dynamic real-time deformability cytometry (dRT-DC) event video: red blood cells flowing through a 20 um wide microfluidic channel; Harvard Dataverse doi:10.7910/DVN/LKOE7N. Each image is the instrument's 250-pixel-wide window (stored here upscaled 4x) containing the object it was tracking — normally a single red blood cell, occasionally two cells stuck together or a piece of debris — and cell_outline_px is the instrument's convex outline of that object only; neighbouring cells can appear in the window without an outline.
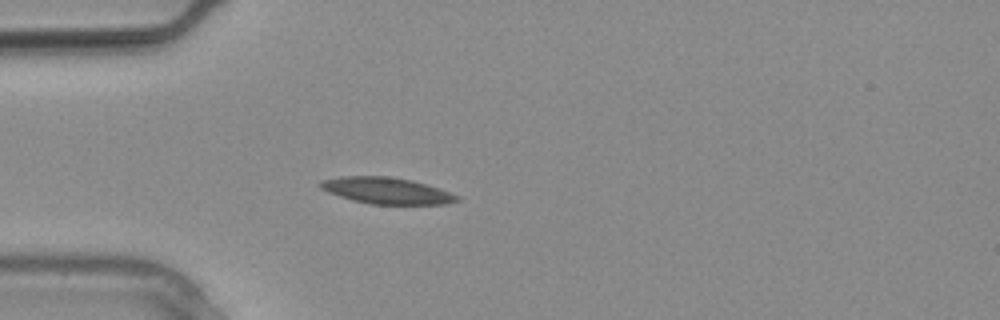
{"species": "common noctule bat (a hibernating species)", "species_latin": "Nyctalus noctula", "temperature_condition": "warm", "stored_images_in_passage": 6, "camera_frame_rate_fps": 3000, "um_per_image_px": 0.085, "animal": {"sex": "male", "body_mass_g": 20.4}, "frame": {"image": 1, "passage_image": 2, "time_ms": 0.333, "image_size_px": [1000, 320], "cell_outline_px": [[460, 200], [448, 204], [372, 204], [352, 200], [328, 192], [320, 188], [320, 180], [340, 176], [388, 176], [412, 180], [460, 196]], "centroid_in_image_um": [32.84, 16.2], "position_along_channel_um": 52.2, "area_um2": 20.87}}
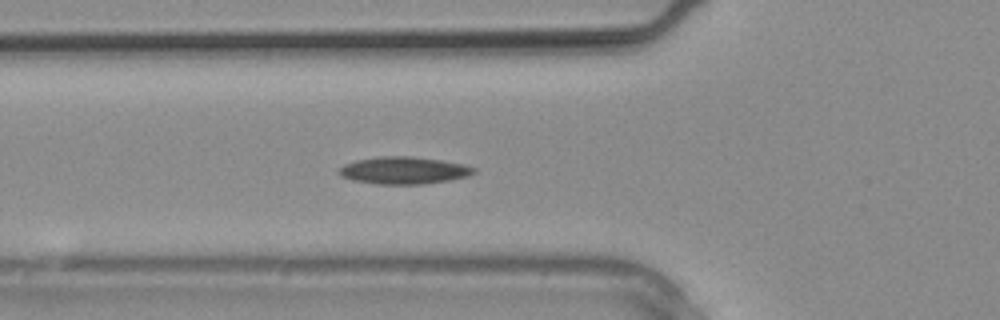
{"frame": {"image": 2, "passage_image": 4, "time_ms": 1.0, "image_size_px": [1000, 320], "cell_outline_px": [[476, 172], [468, 176], [448, 180], [424, 184], [376, 184], [352, 180], [340, 176], [336, 172], [344, 164], [356, 160], [376, 156], [412, 156], [440, 160], [464, 164], [476, 168]], "centroid_in_image_um": [34.29, 14.48], "position_along_channel_um": 91.5, "area_um2": 21.56}}